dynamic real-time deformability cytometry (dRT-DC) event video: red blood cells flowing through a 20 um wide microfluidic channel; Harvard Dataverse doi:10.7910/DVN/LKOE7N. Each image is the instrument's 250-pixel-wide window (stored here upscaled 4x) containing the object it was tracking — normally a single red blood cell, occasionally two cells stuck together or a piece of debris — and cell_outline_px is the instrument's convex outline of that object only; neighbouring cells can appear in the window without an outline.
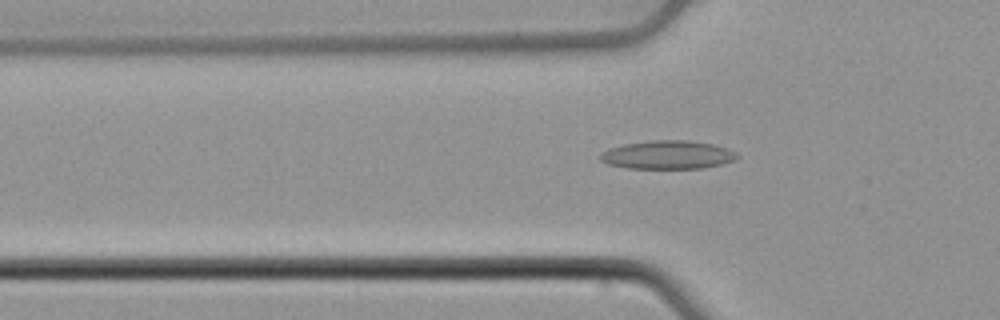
{"species": "common noctule bat (a hibernating species)", "species_latin": "Nyctalus noctula", "temperature_condition": "cold", "stored_images_in_passage": 35, "camera_frame_rate_fps": 3000, "um_per_image_px": 0.085, "animal": {"sex": "male", "body_mass_g": 21.5, "forearm_length_mm": 52.0}, "frame": {"image": 1, "passage_image": 7, "time_ms": 2.0, "image_size_px": [1000, 320], "cell_outline_px": [[740, 156], [736, 160], [704, 168], [628, 168], [608, 164], [600, 160], [600, 152], [608, 148], [624, 144], [652, 140], [688, 140], [712, 144], [736, 152]], "centroid_in_image_um": [56.73, 13.16], "position_along_channel_um": 69.1, "area_um2": 22.66}}
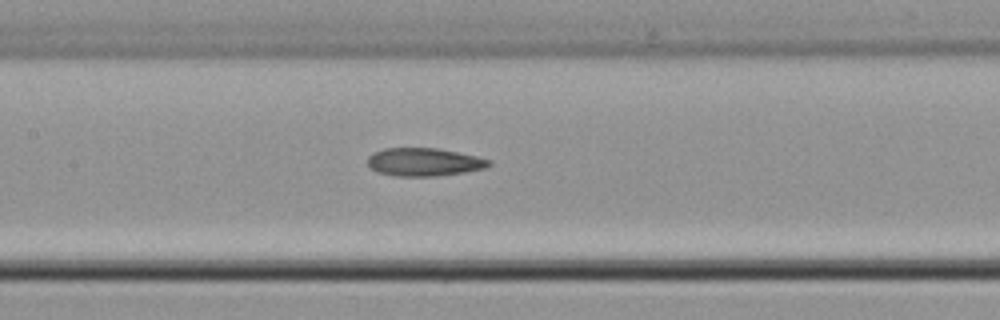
{"frame": {"image": 2, "passage_image": 15, "time_ms": 4.667, "image_size_px": [1000, 320], "cell_outline_px": [[492, 164], [488, 168], [464, 172], [436, 176], [396, 176], [380, 172], [372, 168], [368, 164], [368, 156], [372, 152], [384, 148], [436, 148], [476, 156], [492, 160]], "centroid_in_image_um": [36.07, 13.77], "position_along_channel_um": 171.3, "area_um2": 19.83}}
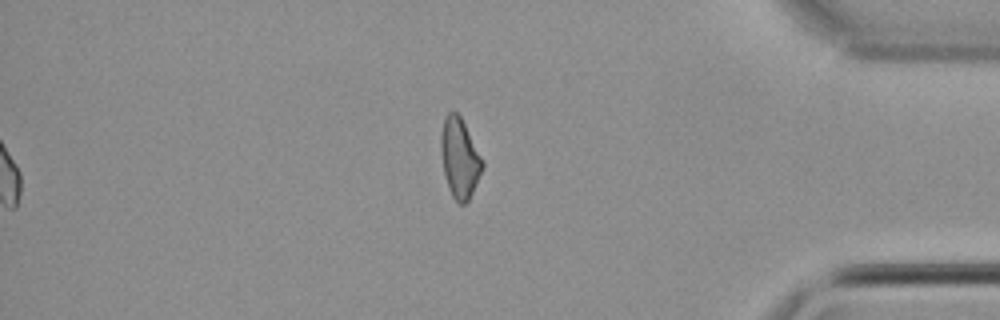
{"frame": {"image": 3, "passage_image": 35, "time_ms": 11.333, "image_size_px": [1000, 320], "cell_outline_px": [[484, 168], [468, 200], [464, 204], [460, 204], [452, 196], [448, 188], [444, 172], [440, 152], [440, 136], [444, 116], [448, 112], [456, 112], [460, 116], [484, 164]], "centroid_in_image_um": [39.04, 13.44], "position_along_channel_um": 396.2, "area_um2": 19.02}, "authors_computed_cell_mechanics": {"area_um2": 19.7676, "velocity_mm_per_s": 3.8513, "shape_relaxation_time_tau1_ms": null, "shape_relaxation_time_tau2_ms": 7.8032, "deformation_change_tau1": null, "deformation_change_tau2": 0.1737}}